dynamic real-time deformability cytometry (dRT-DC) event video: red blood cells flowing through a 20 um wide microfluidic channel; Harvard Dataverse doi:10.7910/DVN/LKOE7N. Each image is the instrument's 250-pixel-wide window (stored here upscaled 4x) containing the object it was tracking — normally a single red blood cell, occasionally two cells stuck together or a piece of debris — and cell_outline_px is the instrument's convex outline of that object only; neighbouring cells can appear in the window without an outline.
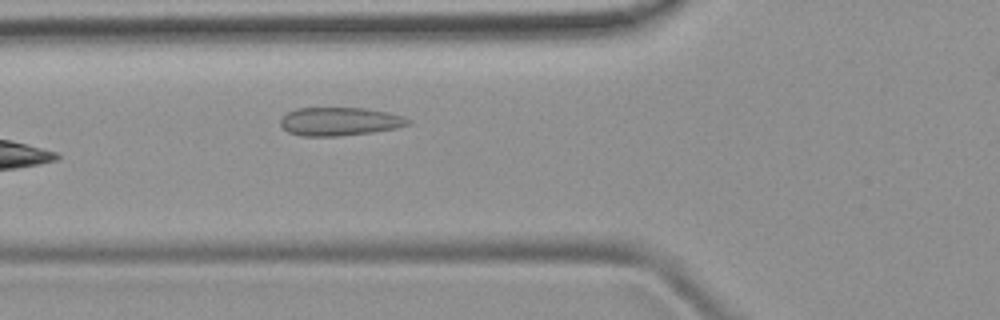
{"species": "common noctule bat (a hibernating species)", "species_latin": "Nyctalus noctula", "temperature_condition": "room temperature", "stored_images_in_passage": 5, "camera_frame_rate_fps": 3000, "um_per_image_px": 0.085, "animal": {"sex": "female", "body_mass_g": 19.9}, "frame": {"image": 1, "passage_image": 4, "time_ms": 3.667, "image_size_px": [1000, 320], "cell_outline_px": [[412, 124], [396, 128], [372, 132], [340, 136], [300, 136], [288, 132], [280, 124], [280, 120], [288, 112], [296, 108], [364, 108], [388, 112], [404, 116], [412, 120]], "centroid_in_image_um": [28.91, 10.33], "position_along_channel_um": 96.9, "area_um2": 21.21}}